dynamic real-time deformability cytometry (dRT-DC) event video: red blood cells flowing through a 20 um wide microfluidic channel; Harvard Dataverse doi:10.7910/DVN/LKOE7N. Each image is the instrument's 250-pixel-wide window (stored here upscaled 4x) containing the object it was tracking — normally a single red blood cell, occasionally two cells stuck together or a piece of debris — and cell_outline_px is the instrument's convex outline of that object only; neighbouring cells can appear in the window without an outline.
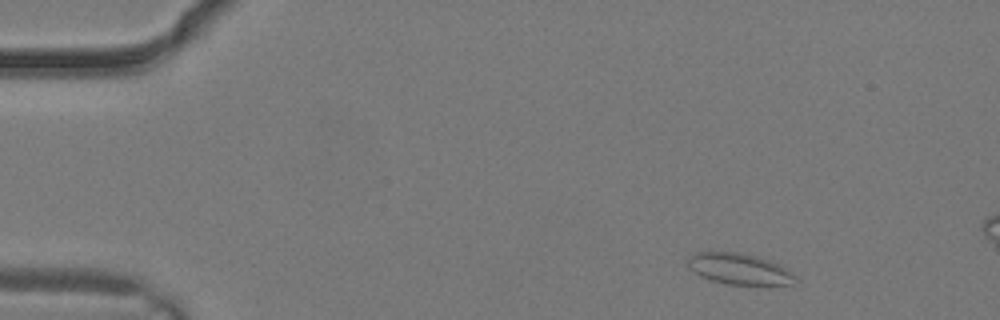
{"species": "common noctule bat (a hibernating species)", "species_latin": "Nyctalus noctula", "temperature_condition": "warm", "stored_images_in_passage": 3, "camera_frame_rate_fps": 3000, "um_per_image_px": 0.085, "animal": {"sex": "male", "body_mass_g": 19.2, "forearm_length_mm": 51.8}, "frame": {"image": 1, "passage_image": 1, "time_ms": 0.0, "image_size_px": [1000, 320], "cell_outline_px": [[796, 276], [792, 284], [728, 284], [708, 280], [700, 276], [688, 264], [688, 256], [696, 252], [736, 252], [756, 256], [780, 264], [792, 272]], "centroid_in_image_um": [62.82, 22.85], "position_along_channel_um": 22.2, "area_um2": 19.19}}